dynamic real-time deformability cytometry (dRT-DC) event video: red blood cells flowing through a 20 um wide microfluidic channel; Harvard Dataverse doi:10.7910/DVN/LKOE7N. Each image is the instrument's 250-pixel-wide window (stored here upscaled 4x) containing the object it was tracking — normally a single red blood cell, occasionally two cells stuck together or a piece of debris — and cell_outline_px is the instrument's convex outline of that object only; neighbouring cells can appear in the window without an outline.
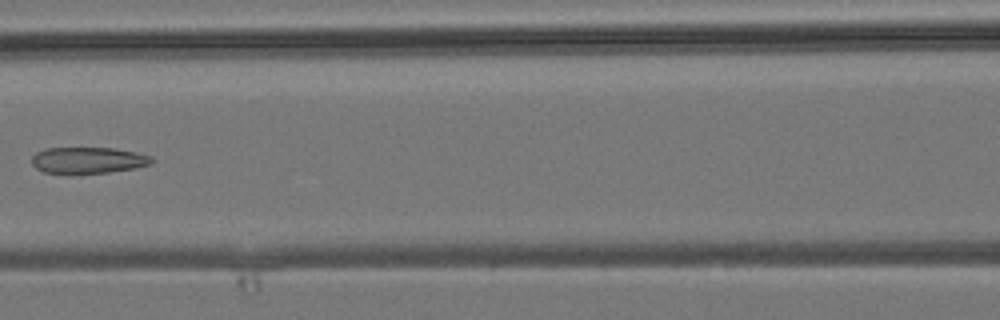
{"species": "common noctule bat (a hibernating species)", "species_latin": "Nyctalus noctula", "temperature_condition": "room temperature", "stored_images_in_passage": 7, "camera_frame_rate_fps": 3000, "um_per_image_px": 0.085, "animal": {"sex": "male", "body_mass_g": 19.2, "forearm_length_mm": 51.8}, "frame": {"image": 1, "passage_image": 6, "time_ms": 6.667, "image_size_px": [1000, 320], "cell_outline_px": [[156, 160], [152, 164], [132, 168], [108, 172], [44, 172], [36, 168], [32, 164], [32, 156], [36, 152], [44, 148], [112, 148], [136, 152], [152, 156]], "centroid_in_image_um": [7.51, 13.59], "position_along_channel_um": 159.1, "area_um2": 18.09}}
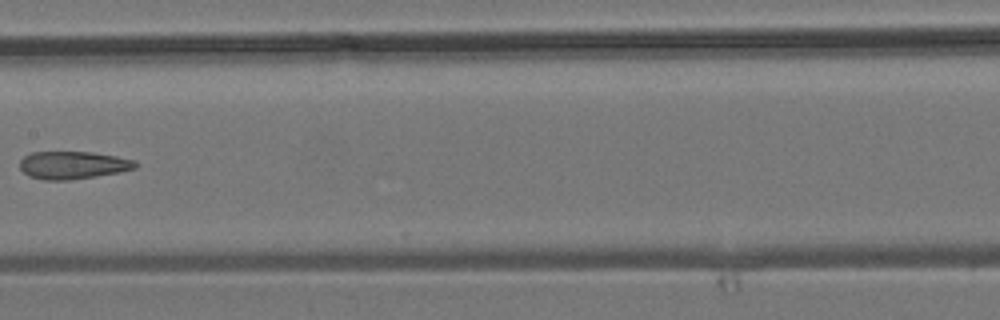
{"frame": {"image": 2, "passage_image": 7, "time_ms": 7.667, "image_size_px": [1000, 320], "cell_outline_px": [[136, 168], [120, 172], [96, 176], [68, 180], [44, 180], [28, 176], [20, 168], [20, 160], [24, 156], [32, 152], [92, 152], [116, 156], [136, 160]], "centroid_in_image_um": [6.19, 14.03], "position_along_channel_um": 201.2, "area_um2": 18.67}}